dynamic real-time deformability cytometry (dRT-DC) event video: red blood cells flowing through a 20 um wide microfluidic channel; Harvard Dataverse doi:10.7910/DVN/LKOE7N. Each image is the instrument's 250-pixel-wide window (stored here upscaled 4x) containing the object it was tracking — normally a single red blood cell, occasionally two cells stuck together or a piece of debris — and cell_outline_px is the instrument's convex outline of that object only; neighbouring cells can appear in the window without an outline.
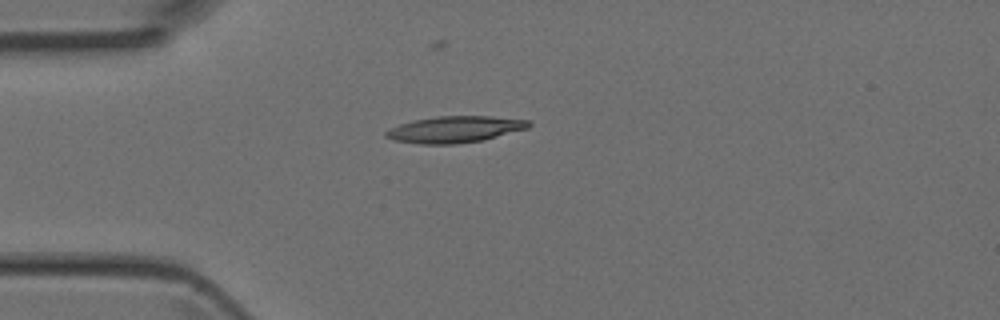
{"species": "Egyptian fruit bat (a non-hibernating species)", "species_latin": "Rousettus aegyptiacus", "temperature_condition": "room temperature", "stored_images_in_passage": 26, "camera_frame_rate_fps": 3000, "um_per_image_px": 0.085, "animal": {"sex": "female"}, "frame": {"image": 1, "passage_image": 1, "time_ms": 0.0, "image_size_px": [1000, 320], "cell_outline_px": [[532, 124], [528, 128], [484, 140], [456, 144], [420, 144], [396, 140], [384, 136], [384, 132], [400, 124], [416, 120], [436, 116], [492, 116], [528, 120]], "centroid_in_image_um": [38.69, 11.0], "position_along_channel_um": 46.3, "area_um2": 21.91}}
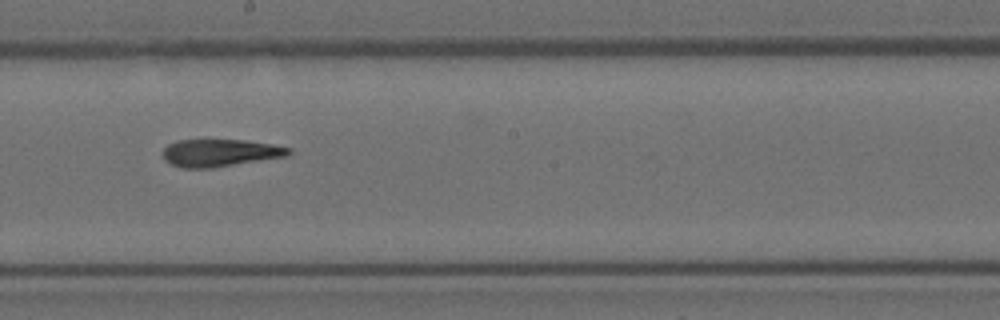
{"frame": {"image": 2, "passage_image": 15, "time_ms": 4.667, "image_size_px": [1000, 320], "cell_outline_px": [[292, 152], [288, 156], [208, 168], [184, 168], [172, 164], [164, 160], [164, 148], [168, 144], [176, 140], [244, 140], [272, 144], [292, 148]], "centroid_in_image_um": [18.72, 12.98], "position_along_channel_um": 229.5, "area_um2": 19.94}}
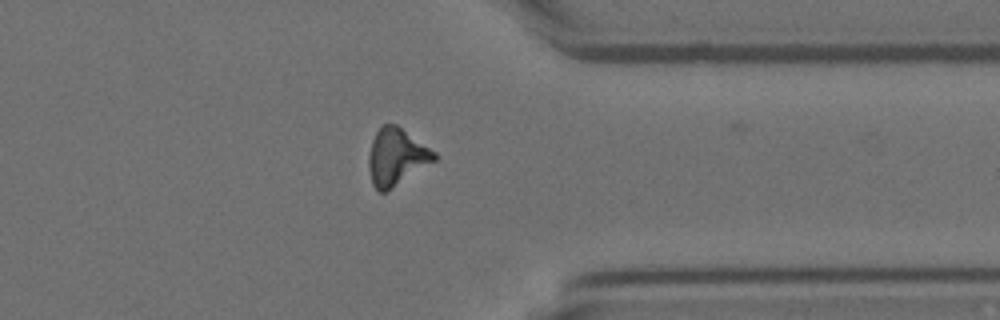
{"frame": {"image": 3, "passage_image": 26, "time_ms": 8.333, "image_size_px": [1000, 320], "cell_outline_px": [[436, 160], [384, 192], [380, 192], [372, 184], [368, 168], [368, 156], [372, 140], [376, 132], [384, 124], [396, 124], [436, 152]], "centroid_in_image_um": [33.67, 13.32], "position_along_channel_um": 377.7, "area_um2": 21.39}}